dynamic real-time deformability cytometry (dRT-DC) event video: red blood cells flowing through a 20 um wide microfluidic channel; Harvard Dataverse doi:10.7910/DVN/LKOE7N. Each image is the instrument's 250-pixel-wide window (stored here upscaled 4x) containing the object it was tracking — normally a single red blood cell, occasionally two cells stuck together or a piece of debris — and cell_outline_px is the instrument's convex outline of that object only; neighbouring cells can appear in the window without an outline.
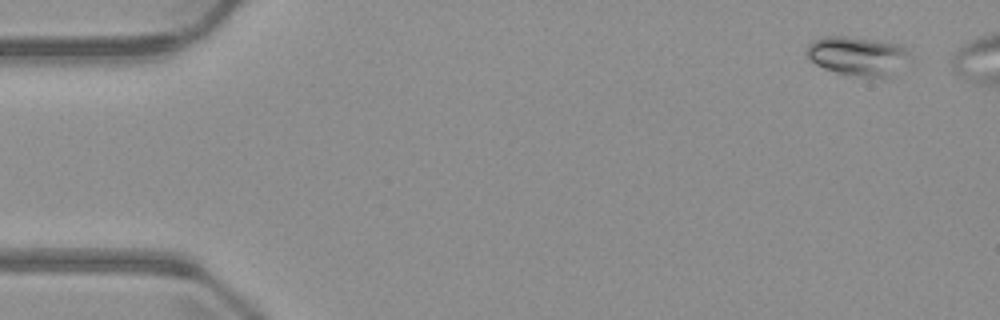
{"species": "common noctule bat (a hibernating species)", "species_latin": "Nyctalus noctula", "temperature_condition": "warm", "stored_images_in_passage": 10, "camera_frame_rate_fps": 3000, "um_per_image_px": 0.085, "animal": {"sex": "male", "body_mass_g": 23.1, "forearm_length_mm": 52.7}, "frame": {"image": 1, "passage_image": 1, "time_ms": 0.0, "image_size_px": [1000, 320], "cell_outline_px": [[916, 60], [896, 76], [888, 80], [884, 80], [856, 76], [836, 72], [824, 68], [816, 64], [804, 52], [808, 44], [812, 40], [824, 36], [844, 36], [880, 40], [900, 44], [908, 48], [912, 52]], "centroid_in_image_um": [73.12, 4.8], "position_along_channel_um": 11.9, "area_um2": 25.26}}